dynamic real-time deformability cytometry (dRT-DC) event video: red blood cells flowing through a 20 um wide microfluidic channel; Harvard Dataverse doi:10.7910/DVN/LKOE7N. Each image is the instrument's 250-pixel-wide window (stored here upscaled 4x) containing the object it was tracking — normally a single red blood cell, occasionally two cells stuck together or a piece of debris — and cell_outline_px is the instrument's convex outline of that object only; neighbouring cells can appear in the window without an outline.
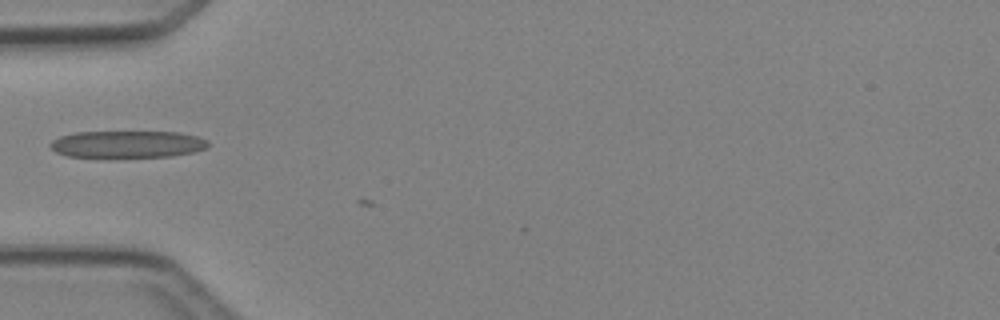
{"species": "Egyptian fruit bat (a non-hibernating species)", "species_latin": "Rousettus aegyptiacus", "temperature_condition": "cold", "stored_images_in_passage": 2, "camera_frame_rate_fps": 3000, "um_per_image_px": 0.085, "animal": {"sex": "female"}, "frame": {"image": 1, "passage_image": 2, "time_ms": 1.0, "image_size_px": [1000, 320], "cell_outline_px": [[208, 144], [204, 148], [192, 152], [172, 156], [68, 156], [56, 152], [48, 144], [52, 140], [60, 136], [76, 132], [180, 132], [196, 136], [208, 140]], "centroid_in_image_um": [10.81, 12.24], "position_along_channel_um": 74.2, "area_um2": 24.39}}